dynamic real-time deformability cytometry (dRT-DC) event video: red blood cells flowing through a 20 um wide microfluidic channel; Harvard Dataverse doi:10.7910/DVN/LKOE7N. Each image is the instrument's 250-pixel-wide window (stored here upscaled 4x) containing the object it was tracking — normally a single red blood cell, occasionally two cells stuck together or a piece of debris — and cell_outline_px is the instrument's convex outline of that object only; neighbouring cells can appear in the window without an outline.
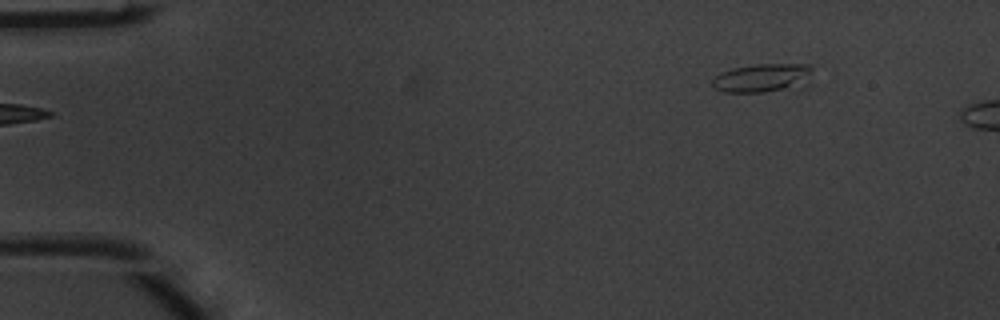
{"species": "common noctule bat (a hibernating species)", "species_latin": "Nyctalus noctula", "temperature_condition": "warm", "stored_images_in_passage": 3, "segment_of_instrument_passage": [2, 2], "camera_frame_rate_fps": 3000, "um_per_image_px": 0.085, "animal": {"sex": "male", "body_mass_g": 20.1, "forearm_length_mm": 53.5}, "frame": {"image": 1, "passage_image": 3, "time_ms": 0.667, "image_size_px": [1000, 320], "cell_outline_px": [[812, 84], [804, 88], [764, 92], [724, 92], [712, 88], [712, 80], [720, 72], [732, 68], [756, 64], [812, 64]], "centroid_in_image_um": [64.94, 6.64], "position_along_channel_um": 20.1, "area_um2": 17.57}}